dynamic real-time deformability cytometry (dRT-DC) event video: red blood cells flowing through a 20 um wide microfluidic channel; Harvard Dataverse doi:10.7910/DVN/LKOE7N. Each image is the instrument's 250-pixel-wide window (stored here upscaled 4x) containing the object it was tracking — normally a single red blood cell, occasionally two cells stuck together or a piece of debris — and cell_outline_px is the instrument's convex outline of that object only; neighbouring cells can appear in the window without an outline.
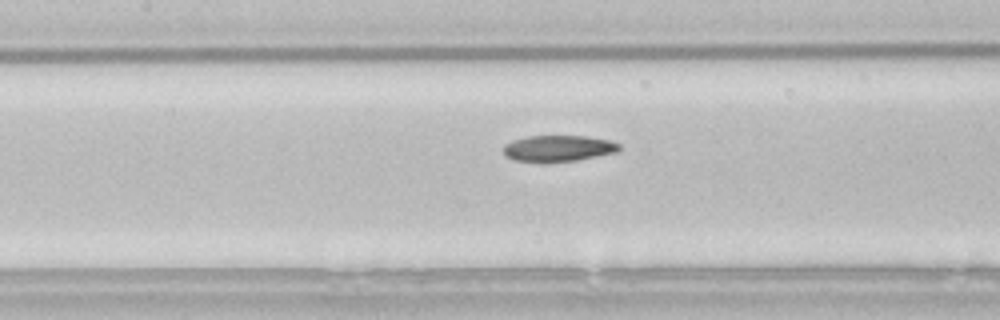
{"species": "common noctule bat (a hibernating species)", "species_latin": "Nyctalus noctula", "temperature_condition": "room temperature", "stored_images_in_passage": 35, "camera_frame_rate_fps": 3000, "um_per_image_px": 0.085, "animal": {"sex": "male", "body_mass_g": 21.5, "forearm_length_mm": 52.0}, "frame": {"image": 1, "passage_image": 16, "time_ms": 5.0, "image_size_px": [1000, 320], "cell_outline_px": [[620, 148], [616, 152], [576, 160], [544, 164], [540, 164], [512, 160], [504, 156], [504, 144], [512, 140], [528, 136], [588, 136], [608, 140], [620, 144]], "centroid_in_image_um": [47.37, 12.64], "position_along_channel_um": 160.0, "area_um2": 18.15}}
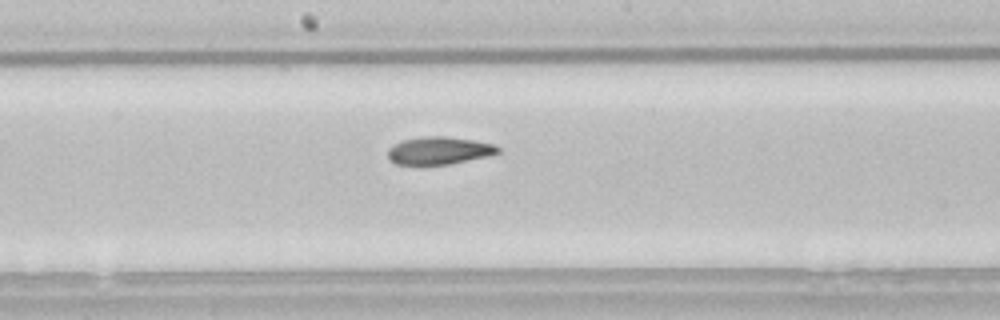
{"frame": {"image": 2, "passage_image": 20, "time_ms": 6.333, "image_size_px": [1000, 320], "cell_outline_px": [[500, 152], [488, 156], [448, 164], [420, 168], [396, 164], [388, 156], [388, 148], [404, 140], [424, 136], [448, 136], [496, 144], [500, 148]], "centroid_in_image_um": [37.3, 12.84], "position_along_channel_um": 210.9, "area_um2": 18.26}}